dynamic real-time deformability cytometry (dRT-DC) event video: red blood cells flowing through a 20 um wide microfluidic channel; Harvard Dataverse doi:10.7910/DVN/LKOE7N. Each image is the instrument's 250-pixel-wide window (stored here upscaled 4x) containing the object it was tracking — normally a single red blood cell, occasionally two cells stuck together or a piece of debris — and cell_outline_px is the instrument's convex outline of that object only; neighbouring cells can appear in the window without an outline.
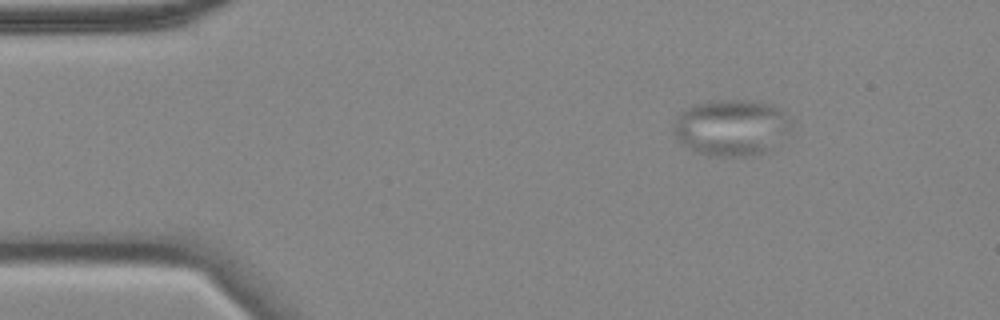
{"species": "common noctule bat (a hibernating species)", "species_latin": "Nyctalus noctula", "temperature_condition": "cold", "stored_images_in_passage": 50, "camera_frame_rate_fps": 3000, "um_per_image_px": 0.085, "animal": {"sex": "female", "body_mass_g": 18.4}, "frame": {"image": 1, "passage_image": 1, "time_ms": 0.0, "image_size_px": [1000, 320], "cell_outline_px": [[792, 132], [764, 152], [756, 156], [716, 156], [700, 152], [684, 144], [672, 132], [672, 128], [680, 112], [696, 104], [708, 100], [760, 100], [772, 104], [780, 108], [792, 120]], "centroid_in_image_um": [62.24, 10.81], "position_along_channel_um": 22.8, "area_um2": 38.9}}
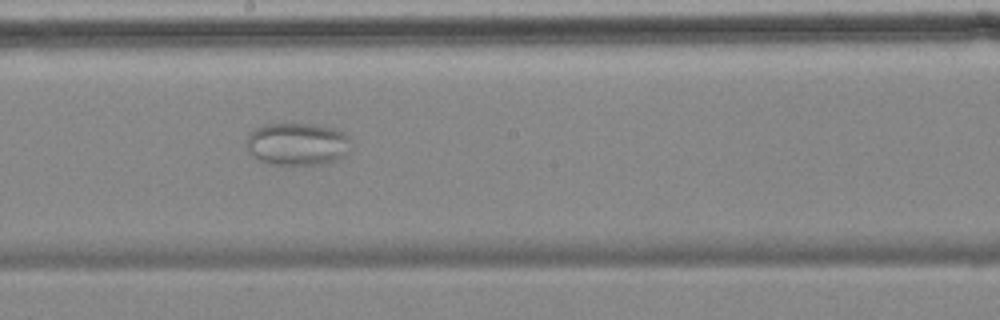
{"frame": {"image": 2, "passage_image": 24, "time_ms": 7.667, "image_size_px": [1000, 320], "cell_outline_px": [[352, 144], [344, 156], [320, 164], [272, 164], [260, 160], [248, 152], [248, 136], [256, 128], [268, 124], [312, 124], [336, 128], [344, 132], [352, 140]], "centroid_in_image_um": [25.32, 12.23], "position_along_channel_um": 222.9, "area_um2": 25.66}}
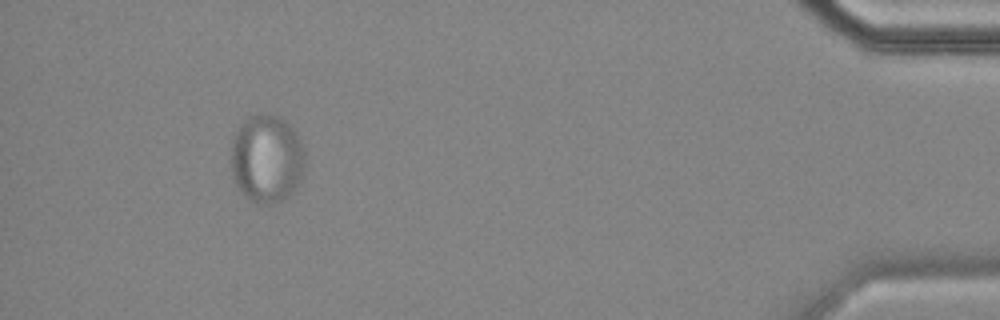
{"frame": {"image": 3, "passage_image": 46, "time_ms": 15.0, "image_size_px": [1000, 320], "cell_outline_px": [[304, 164], [300, 180], [288, 196], [276, 204], [256, 204], [248, 200], [244, 196], [236, 184], [232, 176], [232, 140], [236, 132], [244, 120], [248, 116], [260, 112], [268, 112], [280, 116], [300, 136], [304, 148]], "centroid_in_image_um": [22.67, 13.47], "position_along_channel_um": 412.5, "area_um2": 38.49}}